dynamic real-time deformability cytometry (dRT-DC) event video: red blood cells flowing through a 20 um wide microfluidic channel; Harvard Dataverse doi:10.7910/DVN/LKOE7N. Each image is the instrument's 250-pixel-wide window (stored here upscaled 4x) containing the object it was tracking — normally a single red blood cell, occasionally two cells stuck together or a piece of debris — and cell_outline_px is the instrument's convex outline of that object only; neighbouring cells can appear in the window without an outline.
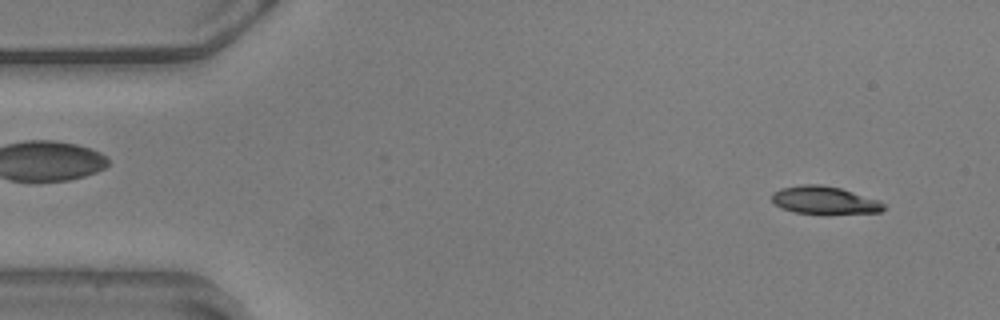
{"species": "common noctule bat (a hibernating species)", "species_latin": "Nyctalus noctula", "temperature_condition": "warm", "stored_images_in_passage": 55, "camera_frame_rate_fps": 3000, "um_per_image_px": 0.085, "animal": {"sex": "male", "body_mass_g": 20.5, "forearm_length_mm": 52.5}, "frame": {"image": 1, "passage_image": 4, "time_ms": 1.0, "image_size_px": [1000, 320], "cell_outline_px": [[884, 208], [880, 212], [792, 212], [780, 208], [772, 200], [772, 192], [780, 188], [800, 184], [820, 184], [840, 188], [880, 200], [884, 204]], "centroid_in_image_um": [70.02, 16.98], "position_along_channel_um": 15.0, "area_um2": 17.63}}
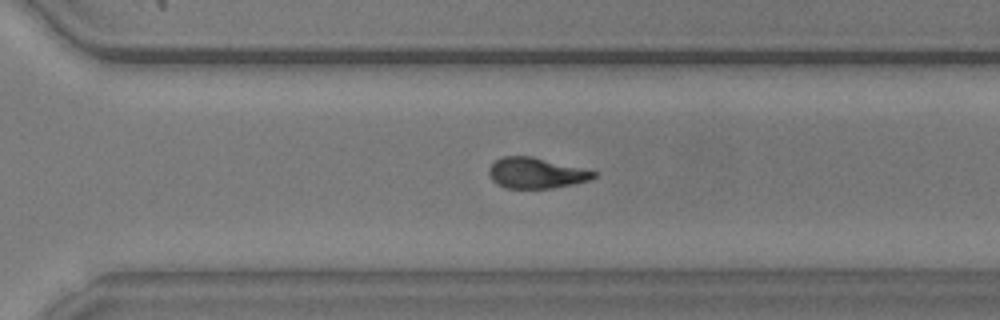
{"frame": {"image": 2, "passage_image": 38, "time_ms": 12.333, "image_size_px": [1000, 320], "cell_outline_px": [[596, 176], [588, 180], [572, 184], [552, 188], [504, 188], [496, 184], [492, 180], [488, 172], [488, 168], [496, 160], [504, 156], [532, 156], [596, 172]], "centroid_in_image_um": [45.5, 14.71], "position_along_channel_um": 325.1, "area_um2": 18.5}}
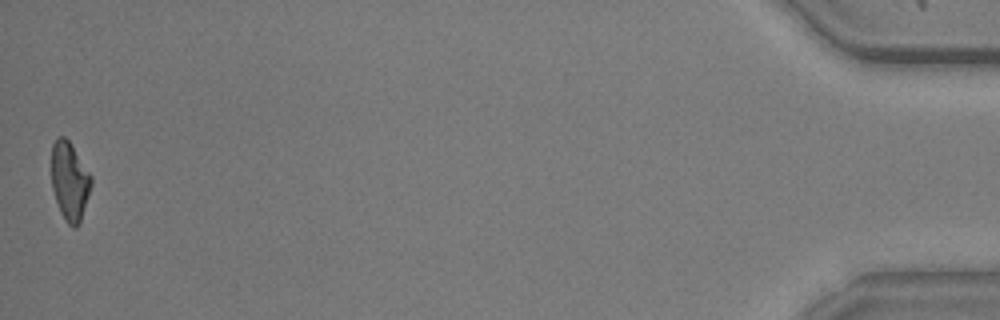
{"frame": {"image": 3, "passage_image": 55, "time_ms": 18.0, "image_size_px": [1000, 320], "cell_outline_px": [[92, 184], [80, 224], [76, 228], [72, 228], [64, 220], [60, 212], [52, 188], [52, 144], [60, 136], [64, 136], [72, 144], [92, 176]], "centroid_in_image_um": [5.94, 15.42], "position_along_channel_um": 429.3, "area_um2": 18.32}, "authors_computed_cell_mechanics": {"area_um2": 19.2474, "velocity_mm_per_s": 3.5978, "shape_relaxation_time_tau1_ms": 4.4683, "shape_relaxation_time_tau2_ms": 5.4977, "deformation_change_tau1": 0.1803, "deformation_change_tau2": 0.0979}}